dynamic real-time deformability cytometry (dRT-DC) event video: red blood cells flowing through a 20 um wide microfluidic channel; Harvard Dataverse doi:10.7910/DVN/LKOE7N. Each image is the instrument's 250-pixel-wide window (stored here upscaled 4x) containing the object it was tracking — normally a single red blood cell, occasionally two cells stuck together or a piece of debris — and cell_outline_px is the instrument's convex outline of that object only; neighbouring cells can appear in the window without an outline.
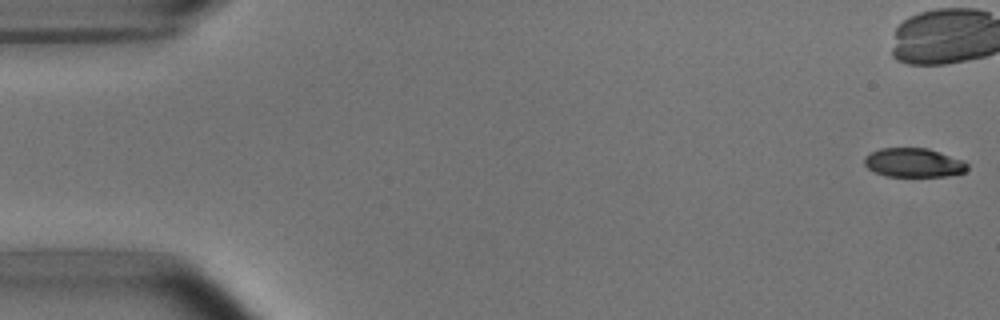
{"species": "common noctule bat (a hibernating species)", "species_latin": "Nyctalus noctula", "temperature_condition": "room temperature", "stored_images_in_passage": 11, "camera_frame_rate_fps": 3000, "um_per_image_px": 0.085, "animal": {"sex": "male", "body_mass_g": 15.6}, "frame": {"image": 1, "passage_image": 1, "time_ms": 0.0, "image_size_px": [1000, 320], "cell_outline_px": [[968, 168], [964, 172], [948, 176], [884, 176], [868, 168], [864, 164], [864, 156], [880, 148], [928, 148], [964, 160], [968, 164]], "centroid_in_image_um": [77.67, 13.82], "position_along_channel_um": 7.3, "area_um2": 17.46}}